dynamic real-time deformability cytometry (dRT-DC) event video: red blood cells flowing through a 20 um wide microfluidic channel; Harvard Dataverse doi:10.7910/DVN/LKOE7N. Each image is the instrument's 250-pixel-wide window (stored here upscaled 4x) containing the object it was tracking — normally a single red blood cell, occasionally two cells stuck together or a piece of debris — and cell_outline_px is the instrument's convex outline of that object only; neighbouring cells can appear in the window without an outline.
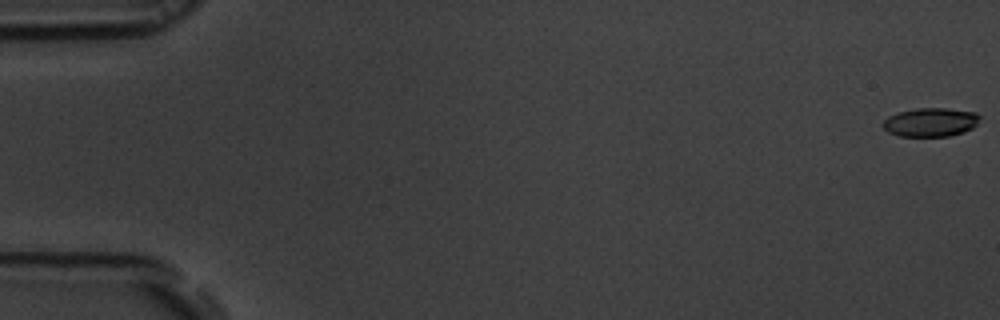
{"species": "common noctule bat (a hibernating species)", "species_latin": "Nyctalus noctula", "temperature_condition": "room temperature", "stored_images_in_passage": 56, "camera_frame_rate_fps": 3000, "um_per_image_px": 0.085, "animal": {"sex": "male", "body_mass_g": 19.5, "forearm_length_mm": 54.6}, "frame": {"image": 1, "passage_image": 1, "time_ms": 0.0, "image_size_px": [1000, 320], "cell_outline_px": [[980, 116], [976, 124], [972, 128], [964, 132], [948, 136], [900, 136], [888, 132], [884, 128], [884, 120], [888, 116], [896, 112], [916, 108], [948, 108], [976, 112]], "centroid_in_image_um": [79.1, 10.38], "position_along_channel_um": 5.9, "area_um2": 16.24}}
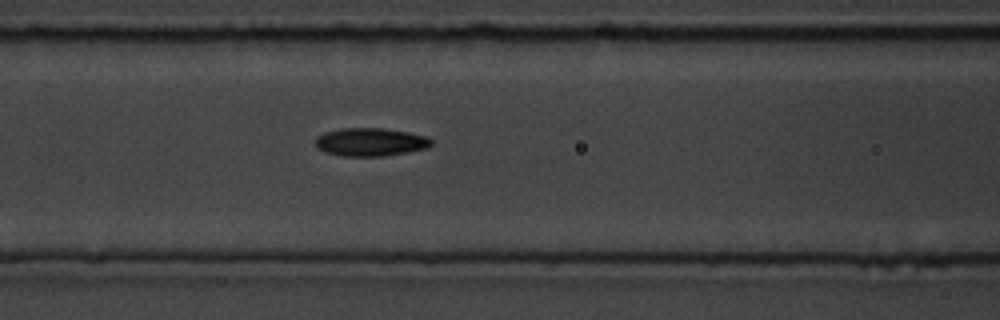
{"frame": {"image": 2, "passage_image": 24, "time_ms": 7.667, "image_size_px": [1000, 320], "cell_outline_px": [[432, 144], [428, 148], [408, 152], [384, 156], [344, 156], [324, 152], [316, 148], [316, 136], [324, 132], [340, 128], [380, 128], [408, 132], [428, 136], [432, 140]], "centroid_in_image_um": [31.48, 12.07], "position_along_channel_um": 135.1, "area_um2": 19.19}}
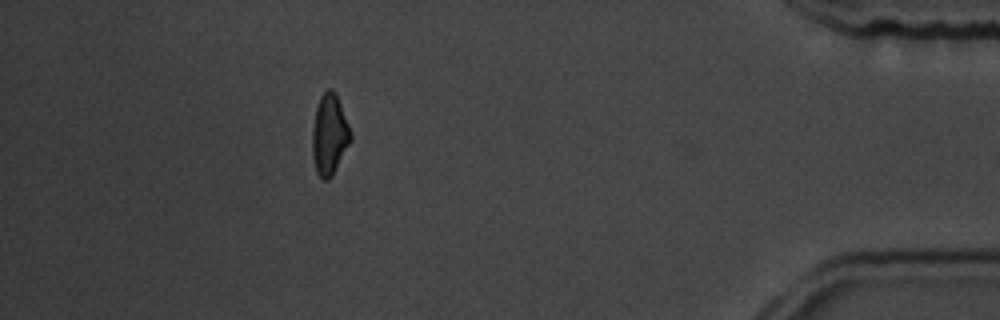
{"frame": {"image": 3, "passage_image": 50, "time_ms": 16.333, "image_size_px": [1000, 320], "cell_outline_px": [[352, 140], [332, 176], [328, 180], [324, 180], [316, 172], [312, 152], [312, 128], [316, 108], [320, 96], [328, 88], [332, 88], [336, 92], [352, 132]], "centroid_in_image_um": [28.02, 11.42], "position_along_channel_um": 407.2, "area_um2": 18.26}, "authors_computed_cell_mechanics": {"area_um2": 18.1203, "velocity_mm_per_s": 3.7357, "shape_relaxation_time_tau1_ms": 9.0072, "shape_relaxation_time_tau2_ms": 3.5561, "deformation_change_tau1": 0.1746, "deformation_change_tau2": 0.1024}}